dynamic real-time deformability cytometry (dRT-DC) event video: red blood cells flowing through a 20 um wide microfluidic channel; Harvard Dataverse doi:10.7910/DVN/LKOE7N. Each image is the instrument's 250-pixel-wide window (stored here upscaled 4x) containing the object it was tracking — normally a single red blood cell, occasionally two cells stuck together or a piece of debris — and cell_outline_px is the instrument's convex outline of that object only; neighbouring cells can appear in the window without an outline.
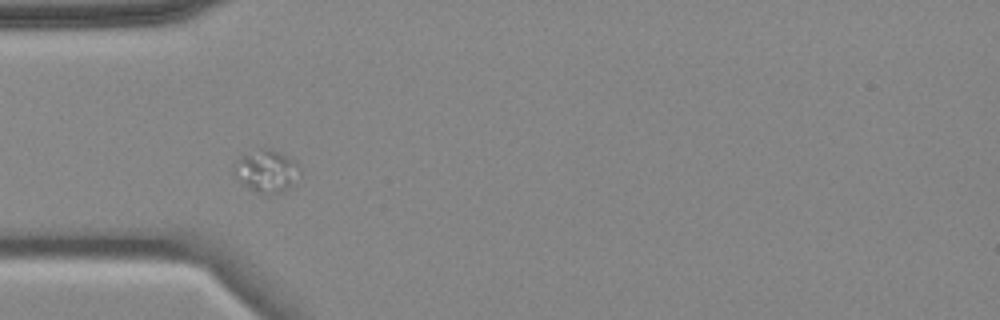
{"species": "common noctule bat (a hibernating species)", "species_latin": "Nyctalus noctula", "temperature_condition": "cold", "stored_images_in_passage": 4, "camera_frame_rate_fps": 3000, "um_per_image_px": 0.085, "animal": {"sex": "female", "body_mass_g": 18.4}, "frame": {"image": 1, "passage_image": 2, "time_ms": 2.0, "image_size_px": [1000, 320], "cell_outline_px": [[300, 176], [284, 192], [276, 196], [256, 192], [248, 188], [232, 172], [240, 156], [260, 148], [268, 148], [280, 152], [296, 160], [300, 168]], "centroid_in_image_um": [22.7, 14.56], "position_along_channel_um": 62.3, "area_um2": 16.53}}